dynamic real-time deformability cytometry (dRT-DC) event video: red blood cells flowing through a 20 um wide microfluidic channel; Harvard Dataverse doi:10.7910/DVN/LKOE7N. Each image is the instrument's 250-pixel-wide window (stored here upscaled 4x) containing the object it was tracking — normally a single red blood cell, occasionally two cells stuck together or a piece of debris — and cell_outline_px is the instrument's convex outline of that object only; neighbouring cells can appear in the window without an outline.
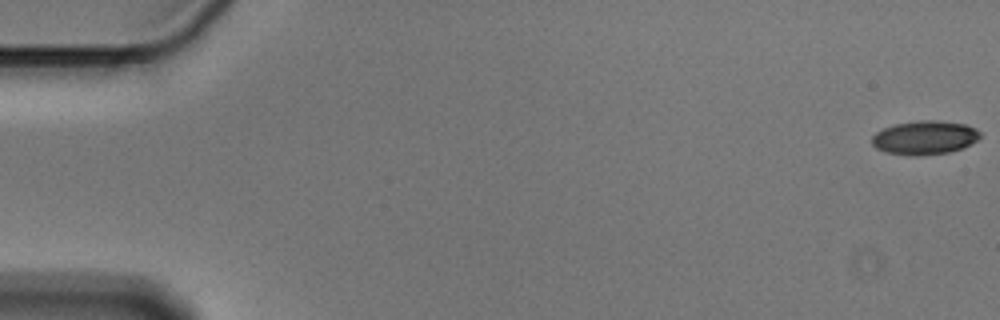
{"species": "Egyptian fruit bat (a non-hibernating species)", "species_latin": "Rousettus aegyptiacus", "temperature_condition": "cold", "stored_images_in_passage": 57, "camera_frame_rate_fps": 3000, "um_per_image_px": 0.085, "animal": {"sex": "male"}, "frame": {"image": 1, "passage_image": 1, "time_ms": 0.0, "image_size_px": [1000, 320], "cell_outline_px": [[980, 136], [976, 140], [964, 148], [948, 152], [916, 156], [908, 156], [884, 152], [876, 148], [872, 144], [872, 136], [876, 132], [884, 128], [896, 124], [920, 120], [940, 120], [964, 124], [976, 128], [980, 132]], "centroid_in_image_um": [78.59, 11.7], "position_along_channel_um": 6.4, "area_um2": 21.39}}
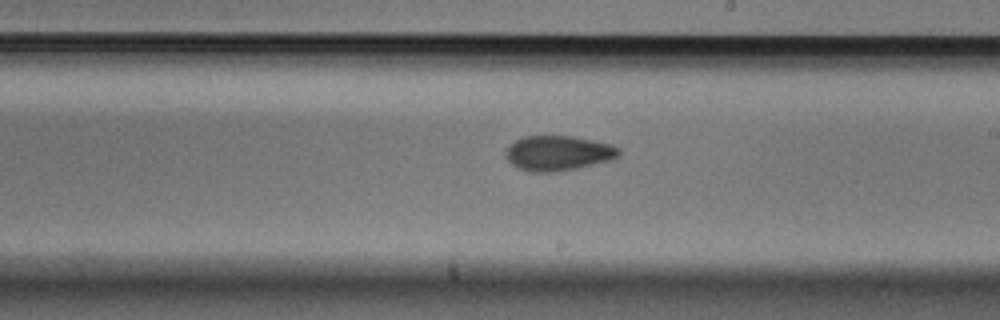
{"frame": {"image": 2, "passage_image": 33, "time_ms": 10.667, "image_size_px": [1000, 320], "cell_outline_px": [[620, 156], [612, 160], [576, 168], [552, 172], [528, 172], [516, 168], [504, 156], [508, 148], [516, 140], [524, 136], [572, 136], [612, 144], [620, 148]], "centroid_in_image_um": [47.46, 13.02], "position_along_channel_um": 241.5, "area_um2": 23.12}}
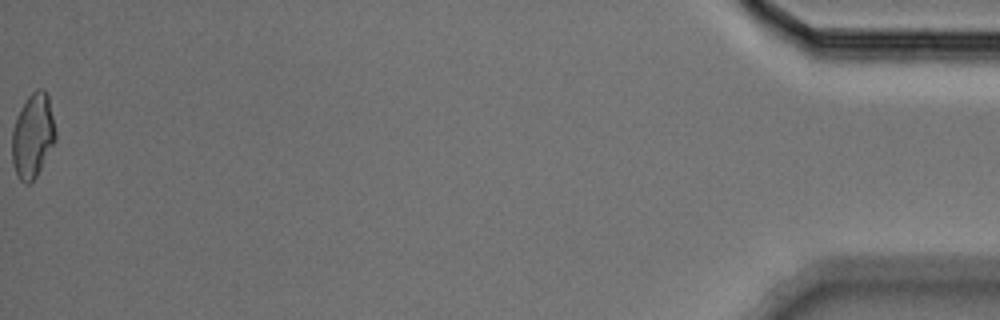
{"frame": {"image": 3, "passage_image": 57, "time_ms": 18.667, "image_size_px": [1000, 320], "cell_outline_px": [[56, 140], [36, 176], [28, 184], [24, 184], [16, 176], [12, 164], [12, 128], [16, 116], [20, 108], [28, 96], [36, 88], [44, 88], [48, 96], [56, 132]], "centroid_in_image_um": [2.77, 11.53], "position_along_channel_um": 432.4, "area_um2": 21.56}, "authors_computed_cell_mechanics": {"area_um2": 21.8484, "velocity_mm_per_s": 3.5957, "shape_relaxation_time_tau1_ms": 4.4376, "shape_relaxation_time_tau2_ms": 2.5765, "deformation_change_tau1": 0.1184, "deformation_change_tau2": 0.0804}}